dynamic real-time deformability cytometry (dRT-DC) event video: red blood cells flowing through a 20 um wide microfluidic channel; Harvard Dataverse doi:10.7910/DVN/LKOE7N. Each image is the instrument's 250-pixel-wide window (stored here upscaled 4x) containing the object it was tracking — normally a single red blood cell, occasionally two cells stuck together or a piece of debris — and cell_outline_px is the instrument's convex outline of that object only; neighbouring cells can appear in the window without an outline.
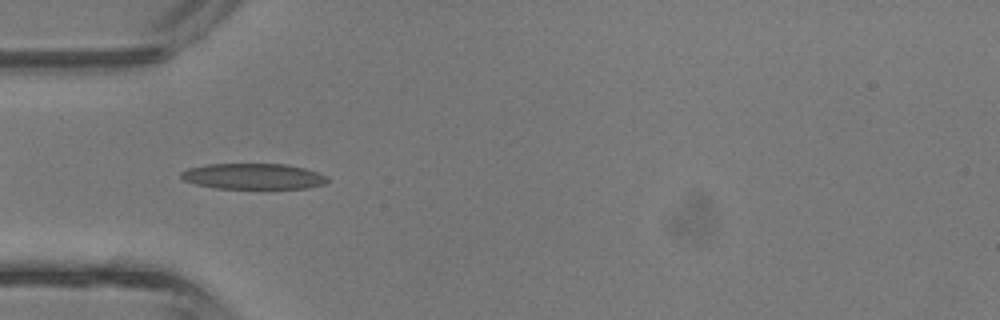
{"species": "common noctule bat (a hibernating species)", "species_latin": "Nyctalus noctula", "temperature_condition": "room temperature", "stored_images_in_passage": 42, "camera_frame_rate_fps": 3000, "um_per_image_px": 0.085, "animal": {"sex": "male", "body_mass_g": 13.3}, "frame": {"image": 1, "passage_image": 13, "time_ms": 4.0, "image_size_px": [1000, 320], "cell_outline_px": [[328, 180], [324, 184], [308, 188], [216, 188], [196, 184], [184, 180], [180, 176], [180, 172], [188, 168], [208, 164], [284, 164], [304, 168], [328, 176]], "centroid_in_image_um": [21.52, 14.98], "position_along_channel_um": 63.5, "area_um2": 21.85}}
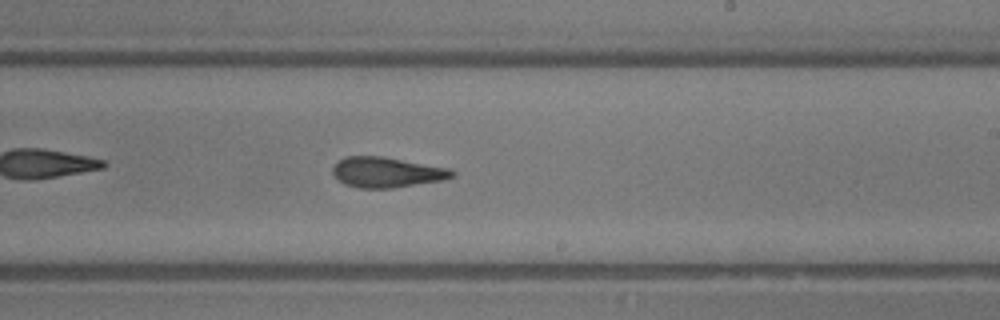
{"frame": {"image": 2, "passage_image": 25, "time_ms": 8.0, "image_size_px": [1000, 320], "cell_outline_px": [[456, 176], [444, 180], [392, 188], [360, 188], [344, 184], [332, 172], [332, 168], [340, 160], [348, 156], [384, 156], [452, 168], [456, 172]], "centroid_in_image_um": [32.96, 14.64], "position_along_channel_um": 256.0, "area_um2": 21.27}}
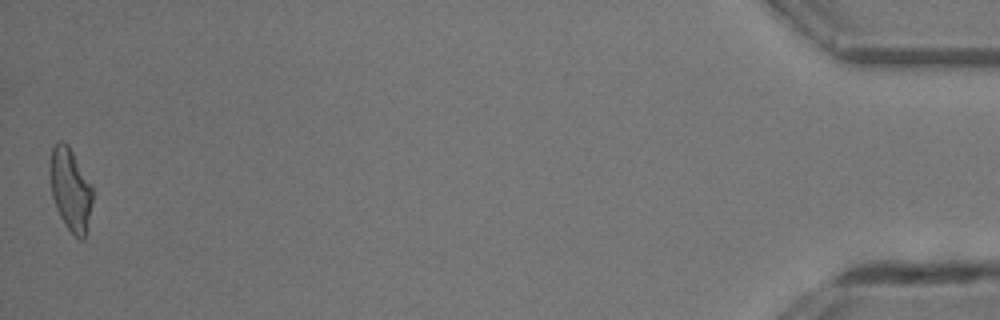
{"frame": {"image": 3, "passage_image": 42, "time_ms": 13.667, "image_size_px": [1000, 320], "cell_outline_px": [[92, 200], [88, 228], [84, 240], [80, 240], [64, 224], [56, 208], [52, 196], [48, 164], [52, 148], [56, 140], [60, 140], [68, 144], [92, 188]], "centroid_in_image_um": [5.95, 16.1], "position_along_channel_um": 429.2, "area_um2": 20.52}, "authors_computed_cell_mechanics": {"area_um2": 21.2993, "velocity_mm_per_s": 4.841, "shape_relaxation_time_tau1_ms": 9.5933, "shape_relaxation_time_tau2_ms": 2.2595, "deformation_change_tau1": 0.2521, "deformation_change_tau2": 0.1245}}